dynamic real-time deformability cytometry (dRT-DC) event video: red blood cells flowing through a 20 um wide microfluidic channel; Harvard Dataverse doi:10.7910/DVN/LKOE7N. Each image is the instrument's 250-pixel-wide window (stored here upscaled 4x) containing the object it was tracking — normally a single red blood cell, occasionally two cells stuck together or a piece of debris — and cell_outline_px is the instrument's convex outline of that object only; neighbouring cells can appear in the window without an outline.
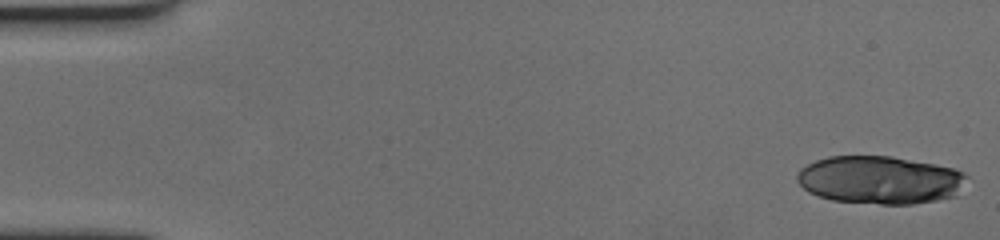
{"species": "human", "species_latin": "Homo sapiens", "temperature_condition": "cold", "stored_images_in_passage": 19, "camera_frame_rate_fps": 3000, "um_per_image_px": 0.085, "donor": {"sex": "female"}, "frame": {"image": 1, "passage_image": 1, "time_ms": 0.0, "image_size_px": [1000, 240], "cell_outline_px": [[968, 176], [956, 196], [936, 200], [912, 204], [880, 204], [832, 200], [808, 192], [796, 180], [796, 176], [800, 168], [816, 160], [828, 156], [892, 156], [936, 164], [952, 168], [964, 172]], "centroid_in_image_um": [74.79, 15.29], "position_along_channel_um": 10.2, "area_um2": 47.51}}
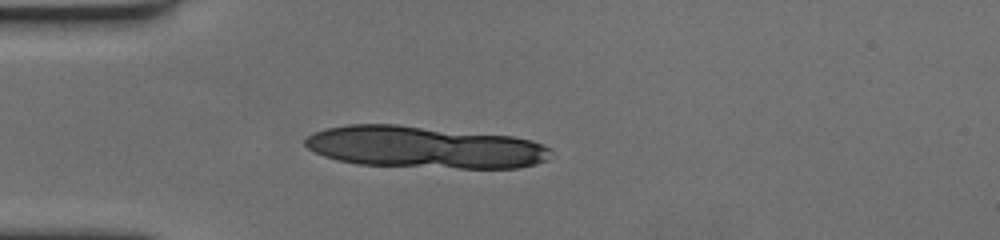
{"frame": {"image": 2, "passage_image": 16, "time_ms": 5.0, "image_size_px": [1000, 240], "cell_outline_px": [[548, 160], [536, 164], [520, 168], [460, 168], [356, 164], [336, 160], [324, 156], [308, 148], [304, 144], [304, 140], [312, 132], [328, 128], [348, 124], [396, 124], [512, 136], [532, 140], [548, 148]], "centroid_in_image_um": [36.05, 12.51], "position_along_channel_um": 48.9, "area_um2": 60.05}}